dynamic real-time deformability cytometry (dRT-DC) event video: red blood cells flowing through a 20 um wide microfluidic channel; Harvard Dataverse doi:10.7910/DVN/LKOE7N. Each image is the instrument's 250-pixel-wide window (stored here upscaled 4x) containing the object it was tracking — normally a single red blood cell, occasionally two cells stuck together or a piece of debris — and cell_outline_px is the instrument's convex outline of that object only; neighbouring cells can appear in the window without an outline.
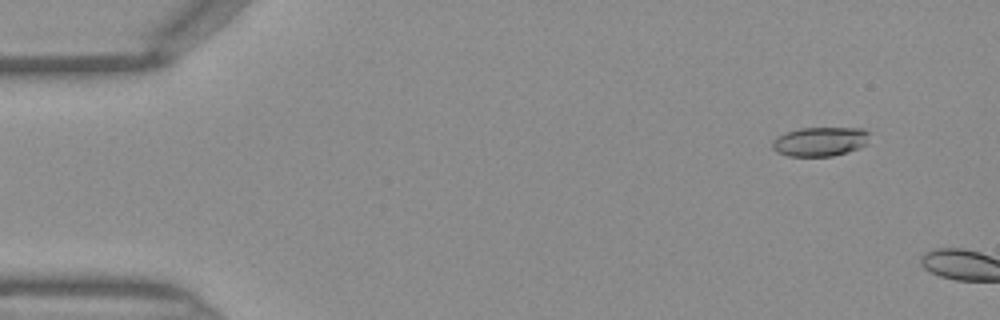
{"species": "Egyptian fruit bat (a non-hibernating species)", "species_latin": "Rousettus aegyptiacus", "temperature_condition": "warm", "stored_images_in_passage": 4, "camera_frame_rate_fps": 3000, "um_per_image_px": 0.085, "frame": {"image": 1, "passage_image": 2, "time_ms": 0.333, "image_size_px": [1000, 320], "cell_outline_px": [[868, 144], [860, 148], [832, 156], [788, 156], [776, 152], [772, 148], [772, 140], [776, 136], [800, 128], [864, 128], [868, 132]], "centroid_in_image_um": [69.7, 12.03], "position_along_channel_um": 15.3, "area_um2": 16.65}}